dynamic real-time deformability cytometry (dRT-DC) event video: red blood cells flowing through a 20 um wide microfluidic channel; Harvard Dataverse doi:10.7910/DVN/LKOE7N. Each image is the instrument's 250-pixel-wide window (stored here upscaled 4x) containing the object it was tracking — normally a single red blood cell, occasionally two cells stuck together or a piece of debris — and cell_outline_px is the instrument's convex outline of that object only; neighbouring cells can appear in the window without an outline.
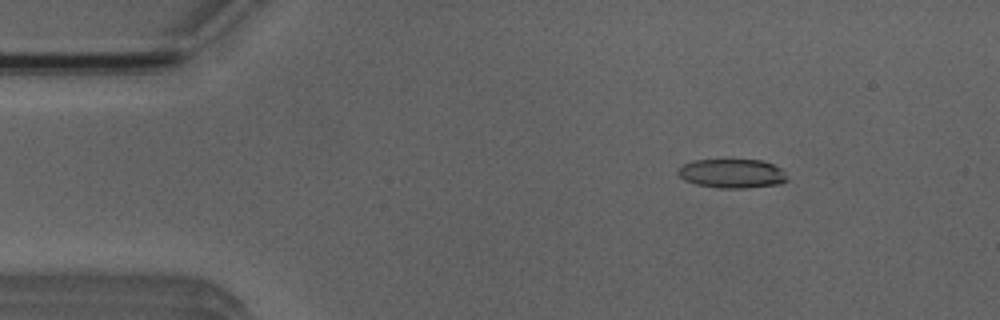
{"species": "Egyptian fruit bat (a non-hibernating species)", "species_latin": "Rousettus aegyptiacus", "temperature_condition": "room temperature", "stored_images_in_passage": 5, "camera_frame_rate_fps": 3000, "um_per_image_px": 0.085, "animal": {"sex": "male"}, "frame": {"image": 1, "passage_image": 2, "time_ms": 2.0, "image_size_px": [1000, 320], "cell_outline_px": [[788, 180], [780, 184], [744, 188], [716, 188], [696, 184], [684, 180], [676, 172], [684, 164], [692, 160], [764, 160], [780, 168], [788, 176]], "centroid_in_image_um": [62.24, 14.75], "position_along_channel_um": 22.8, "area_um2": 18.55}}
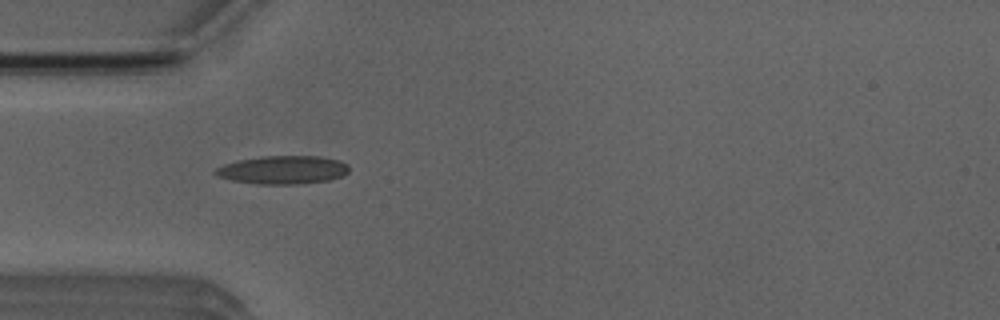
{"frame": {"image": 2, "passage_image": 4, "time_ms": 4.667, "image_size_px": [1000, 320], "cell_outline_px": [[348, 172], [344, 176], [328, 180], [300, 184], [256, 184], [232, 180], [216, 176], [212, 172], [216, 168], [224, 164], [236, 160], [260, 156], [320, 156], [340, 160], [348, 164]], "centroid_in_image_um": [24.03, 14.43], "position_along_channel_um": 61.0, "area_um2": 22.31}}